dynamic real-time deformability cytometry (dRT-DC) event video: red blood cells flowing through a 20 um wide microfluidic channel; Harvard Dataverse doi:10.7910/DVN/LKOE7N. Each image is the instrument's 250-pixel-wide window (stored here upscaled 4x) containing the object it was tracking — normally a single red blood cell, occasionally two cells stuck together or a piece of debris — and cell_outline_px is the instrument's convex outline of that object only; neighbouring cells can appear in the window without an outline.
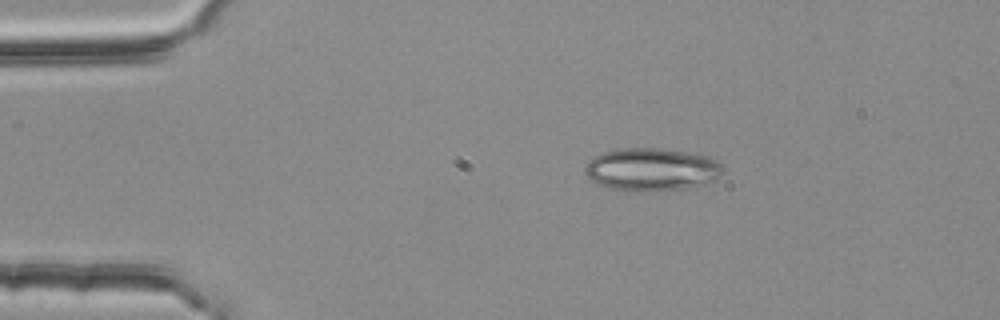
{"species": "common noctule bat (a hibernating species)", "species_latin": "Nyctalus noctula", "temperature_condition": "room temperature", "stored_images_in_passage": 45, "camera_frame_rate_fps": 3000, "um_per_image_px": 0.085, "animal": {"sex": "female", "body_mass_g": 25.1}, "frame": {"image": 1, "passage_image": 1, "time_ms": 0.0, "image_size_px": [1000, 320], "cell_outline_px": [[724, 172], [720, 176], [704, 184], [684, 188], [652, 192], [632, 192], [608, 188], [596, 184], [588, 176], [584, 168], [588, 160], [604, 152], [620, 148], [660, 148], [696, 152], [708, 156], [716, 160], [724, 168]], "centroid_in_image_um": [55.4, 14.4], "position_along_channel_um": 29.6, "area_um2": 34.97}}
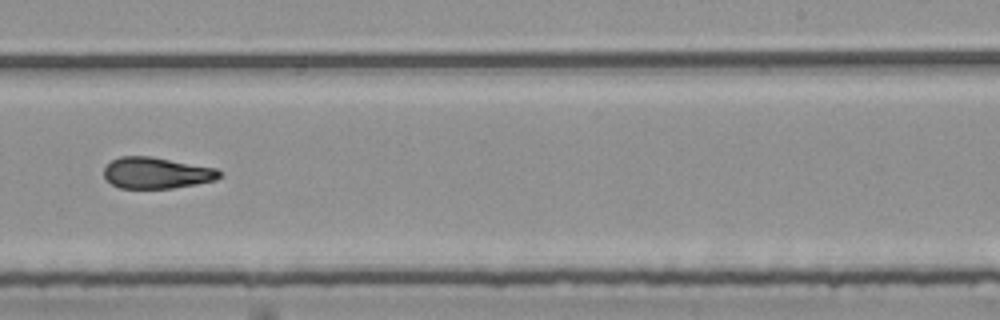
{"frame": {"image": 2, "passage_image": 25, "time_ms": 8.0, "image_size_px": [1000, 320], "cell_outline_px": [[220, 176], [212, 180], [196, 184], [172, 188], [120, 188], [112, 184], [104, 176], [104, 168], [112, 160], [120, 156], [152, 156], [216, 168], [220, 172]], "centroid_in_image_um": [13.27, 14.69], "position_along_channel_um": 275.7, "area_um2": 20.87}}
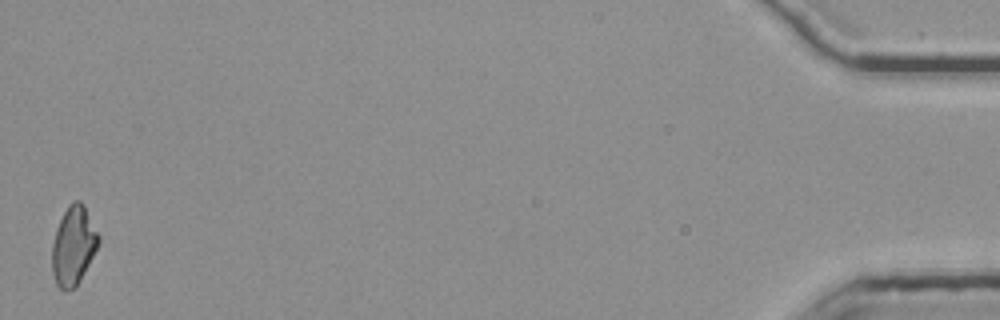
{"frame": {"image": 3, "passage_image": 45, "time_ms": 14.667, "image_size_px": [1000, 320], "cell_outline_px": [[100, 240], [76, 288], [68, 292], [64, 292], [56, 284], [52, 272], [52, 244], [60, 220], [68, 204], [72, 200], [80, 200], [84, 204], [100, 236]], "centroid_in_image_um": [6.23, 20.89], "position_along_channel_um": 429.0, "area_um2": 21.33}, "authors_computed_cell_mechanics": {"area_um2": 21.5594, "velocity_mm_per_s": 3.774, "shape_relaxation_time_tau1_ms": null, "shape_relaxation_time_tau2_ms": 3.9014, "deformation_change_tau1": null, "deformation_change_tau2": 0.1294}}